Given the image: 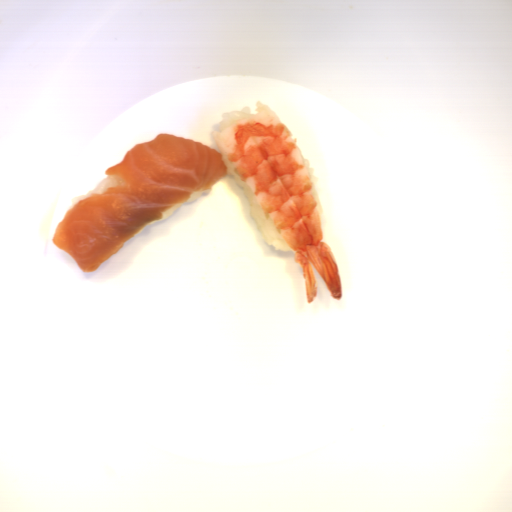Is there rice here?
Segmentation results:
<instances>
[{
  "instance_id": "obj_1",
  "label": "rice",
  "mask_w": 512,
  "mask_h": 512,
  "mask_svg": "<svg viewBox=\"0 0 512 512\" xmlns=\"http://www.w3.org/2000/svg\"><path fill=\"white\" fill-rule=\"evenodd\" d=\"M236 183L242 188L243 194L246 197L249 208L250 217H254L259 233L264 243L273 246L275 250L289 251L293 250L283 239L277 229L274 227L270 219L267 217L252 191L234 174Z\"/></svg>"
},
{
  "instance_id": "obj_2",
  "label": "rice",
  "mask_w": 512,
  "mask_h": 512,
  "mask_svg": "<svg viewBox=\"0 0 512 512\" xmlns=\"http://www.w3.org/2000/svg\"><path fill=\"white\" fill-rule=\"evenodd\" d=\"M251 110H252L251 106L250 105H246L241 110H233V111H229V112H222V114H221L222 120L220 122H218L220 131L223 128H225L228 124H230L231 122H234V121H237V120H241V119H245V118H249V116L251 114Z\"/></svg>"
},
{
  "instance_id": "obj_3",
  "label": "rice",
  "mask_w": 512,
  "mask_h": 512,
  "mask_svg": "<svg viewBox=\"0 0 512 512\" xmlns=\"http://www.w3.org/2000/svg\"><path fill=\"white\" fill-rule=\"evenodd\" d=\"M116 183H117V181L115 180V178L113 176L107 175L93 189H90L85 195L75 196V197L71 198V206L92 193H100L101 194L104 191L115 187Z\"/></svg>"
},
{
  "instance_id": "obj_4",
  "label": "rice",
  "mask_w": 512,
  "mask_h": 512,
  "mask_svg": "<svg viewBox=\"0 0 512 512\" xmlns=\"http://www.w3.org/2000/svg\"><path fill=\"white\" fill-rule=\"evenodd\" d=\"M181 204H182V202L175 207H172L168 210L163 211L162 217L157 218L153 222H158L160 220H165V219L169 218L176 210H178L181 207Z\"/></svg>"
},
{
  "instance_id": "obj_5",
  "label": "rice",
  "mask_w": 512,
  "mask_h": 512,
  "mask_svg": "<svg viewBox=\"0 0 512 512\" xmlns=\"http://www.w3.org/2000/svg\"><path fill=\"white\" fill-rule=\"evenodd\" d=\"M211 191H212L211 189H203L197 193L192 194L191 197L187 201L182 202V203H190V202L194 201L197 197L202 195L203 193H210Z\"/></svg>"
}]
</instances>
